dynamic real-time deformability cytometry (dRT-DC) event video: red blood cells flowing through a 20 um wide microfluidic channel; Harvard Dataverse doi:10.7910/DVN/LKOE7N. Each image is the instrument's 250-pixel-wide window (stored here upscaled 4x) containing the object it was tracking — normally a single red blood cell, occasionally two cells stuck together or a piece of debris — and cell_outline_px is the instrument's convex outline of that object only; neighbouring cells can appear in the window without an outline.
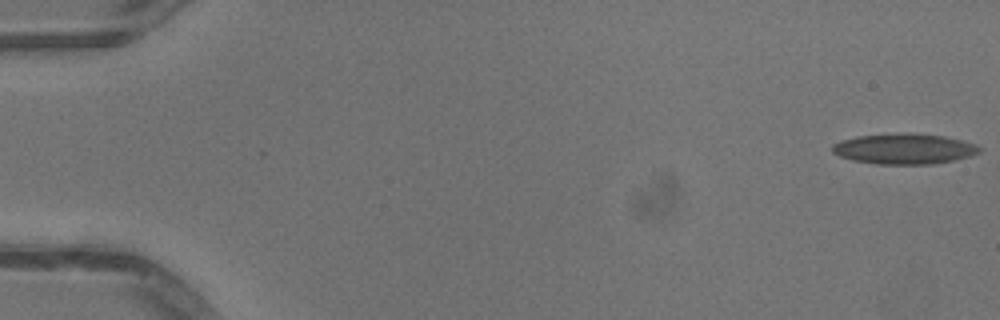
{"species": "common noctule bat (a hibernating species)", "species_latin": "Nyctalus noctula", "temperature_condition": "warm", "stored_images_in_passage": 52, "camera_frame_rate_fps": 3000, "um_per_image_px": 0.085, "animal": {"sex": "male", "body_mass_g": 13.3}, "frame": {"image": 1, "passage_image": 1, "time_ms": 0.0, "image_size_px": [1000, 320], "cell_outline_px": [[980, 152], [968, 156], [952, 160], [932, 164], [876, 164], [852, 160], [840, 156], [832, 152], [832, 144], [856, 136], [940, 136], [960, 140], [976, 144], [980, 148]], "centroid_in_image_um": [76.83, 12.71], "position_along_channel_um": 8.2, "area_um2": 24.68}}
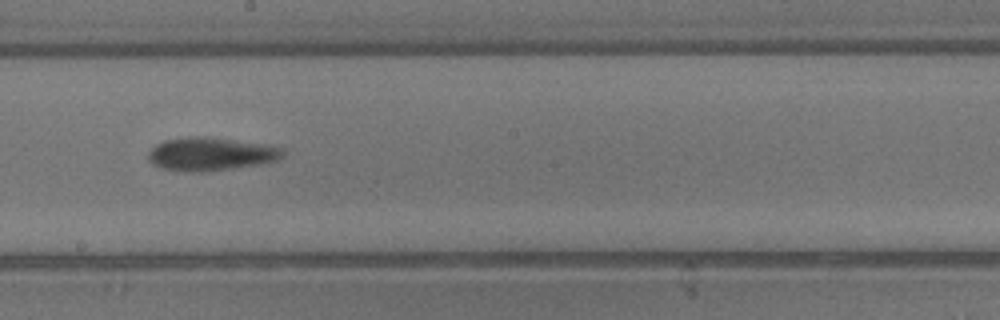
{"frame": {"image": 2, "passage_image": 30, "time_ms": 9.667, "image_size_px": [1000, 320], "cell_outline_px": [[284, 156], [276, 160], [260, 164], [208, 172], [188, 172], [164, 168], [152, 164], [148, 160], [148, 152], [156, 144], [164, 140], [192, 136], [204, 136], [264, 144], [284, 148]], "centroid_in_image_um": [17.91, 13.09], "position_along_channel_um": 230.3, "area_um2": 26.13}}
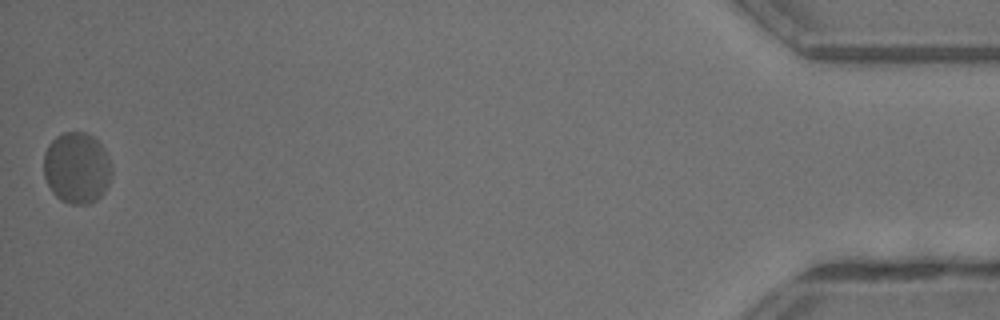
{"frame": {"image": 3, "passage_image": 52, "time_ms": 17.0, "image_size_px": [1000, 320], "cell_outline_px": [[112, 176], [104, 192], [96, 200], [88, 204], [72, 204], [60, 200], [52, 192], [44, 176], [44, 152], [48, 144], [56, 136], [64, 132], [84, 132], [92, 136], [104, 148], [112, 164]], "centroid_in_image_um": [6.53, 14.27], "position_along_channel_um": 428.7, "area_um2": 28.44}, "authors_computed_cell_mechanics": {"area_um2": 25.5187, "velocity_mm_per_s": 4.0036, "shape_relaxation_time_tau1_ms": 5.7194, "shape_relaxation_time_tau2_ms": 2.7928, "deformation_change_tau1": 0.1316, "deformation_change_tau2": 0.0814}}